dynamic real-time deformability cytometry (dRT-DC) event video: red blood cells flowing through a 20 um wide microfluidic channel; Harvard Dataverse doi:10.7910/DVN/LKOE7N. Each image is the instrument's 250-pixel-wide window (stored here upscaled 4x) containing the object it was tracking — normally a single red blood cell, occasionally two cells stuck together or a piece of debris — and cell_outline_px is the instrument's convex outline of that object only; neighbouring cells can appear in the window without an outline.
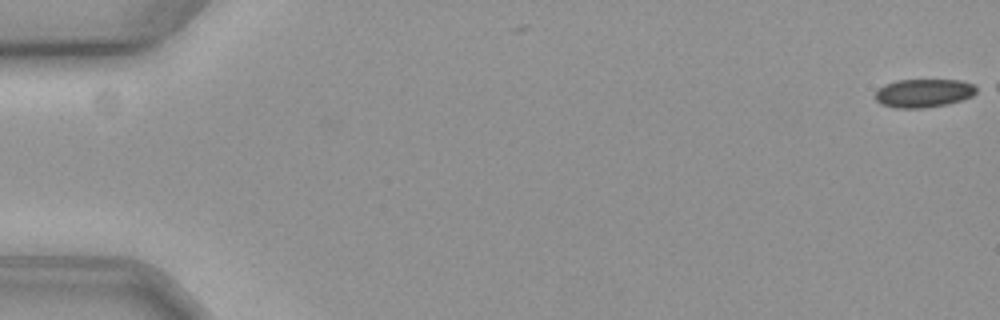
{"species": "common noctule bat (a hibernating species)", "species_latin": "Nyctalus noctula", "temperature_condition": "cold", "stored_images_in_passage": 2, "camera_frame_rate_fps": 3000, "um_per_image_px": 0.085, "animal": {"sex": "female", "body_mass_g": 19.3, "forearm_length_mm": 54.1}, "frame": {"image": 1, "passage_image": 2, "time_ms": 0.333, "image_size_px": [1000, 320], "cell_outline_px": [[980, 88], [972, 96], [948, 104], [924, 108], [896, 108], [880, 104], [876, 100], [876, 92], [884, 84], [896, 80], [960, 80], [972, 84]], "centroid_in_image_um": [78.52, 7.91], "position_along_channel_um": 6.5, "area_um2": 16.82}}